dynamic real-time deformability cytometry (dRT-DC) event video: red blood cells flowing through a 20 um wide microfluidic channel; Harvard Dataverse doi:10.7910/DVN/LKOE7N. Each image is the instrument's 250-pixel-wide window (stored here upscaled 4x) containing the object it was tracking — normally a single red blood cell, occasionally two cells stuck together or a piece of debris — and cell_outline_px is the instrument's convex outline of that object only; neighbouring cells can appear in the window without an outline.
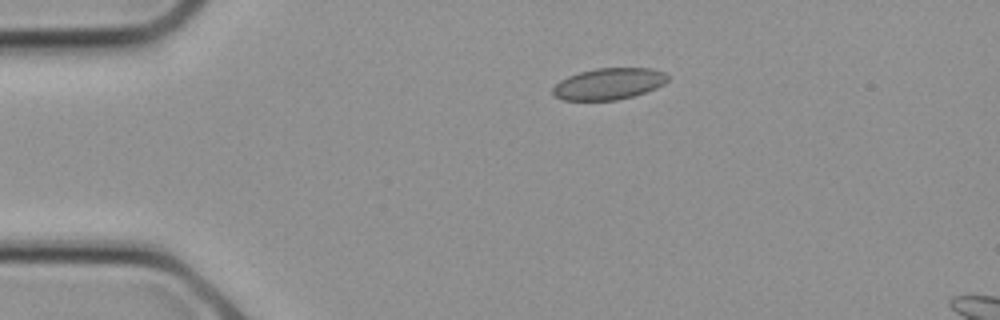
{"species": "common noctule bat (a hibernating species)", "species_latin": "Nyctalus noctula", "temperature_condition": "cold", "stored_images_in_passage": 9, "camera_frame_rate_fps": 3000, "um_per_image_px": 0.085, "animal": {"sex": "female", "body_mass_g": 21.9}, "frame": {"image": 1, "passage_image": 6, "time_ms": 1.667, "image_size_px": [1000, 320], "cell_outline_px": [[668, 80], [664, 84], [656, 88], [632, 96], [616, 100], [564, 100], [552, 96], [552, 88], [560, 80], [568, 76], [580, 72], [596, 68], [652, 68], [664, 72], [668, 76]], "centroid_in_image_um": [51.73, 7.12], "position_along_channel_um": 33.3, "area_um2": 21.1}}